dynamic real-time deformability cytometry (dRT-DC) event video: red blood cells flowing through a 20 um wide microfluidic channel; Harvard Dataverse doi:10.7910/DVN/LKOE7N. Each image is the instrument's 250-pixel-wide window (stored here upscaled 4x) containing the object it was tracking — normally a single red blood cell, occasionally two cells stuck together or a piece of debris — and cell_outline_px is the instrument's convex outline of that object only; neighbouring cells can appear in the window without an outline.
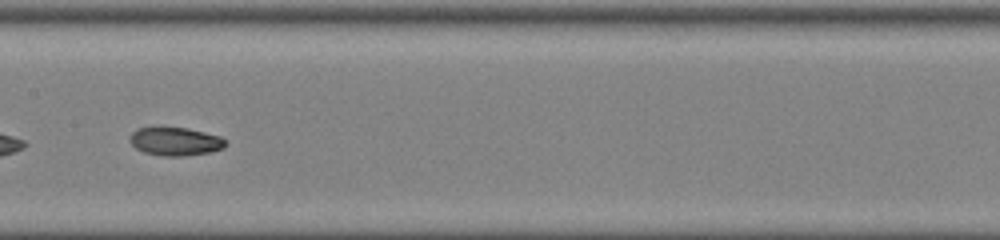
{"species": "common noctule bat (a hibernating species)", "species_latin": "Nyctalus noctula", "temperature_condition": "room temperature", "stored_images_in_passage": 31, "camera_frame_rate_fps": 3000, "um_per_image_px": 0.085, "animal": {"sex": "female", "body_mass_g": 22.0, "forearm_length_mm": 56.7}, "frame": {"image": 1, "passage_image": 10, "time_ms": 3.0, "image_size_px": [1000, 240], "cell_outline_px": [[228, 144], [224, 148], [208, 152], [184, 156], [160, 156], [144, 152], [136, 148], [128, 140], [128, 136], [136, 128], [152, 124], [188, 128], [220, 136]], "centroid_in_image_um": [14.82, 11.97], "position_along_channel_um": 192.6, "area_um2": 16.53}}
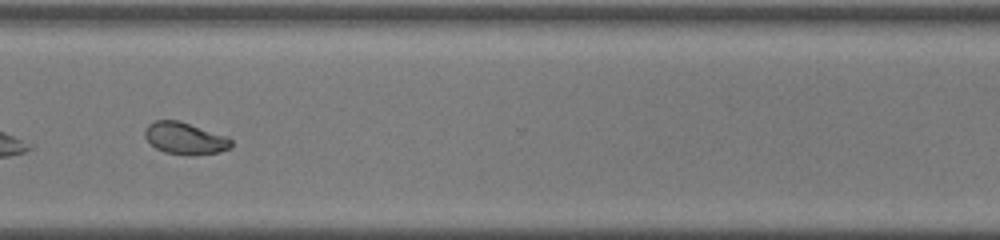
{"frame": {"image": 2, "passage_image": 22, "time_ms": 7.0, "image_size_px": [1000, 240], "cell_outline_px": [[232, 148], [220, 152], [188, 156], [164, 152], [156, 148], [144, 136], [144, 132], [148, 124], [156, 120], [176, 120], [228, 136], [232, 140]], "centroid_in_image_um": [15.75, 11.78], "position_along_channel_um": 354.8, "area_um2": 16.13}, "authors_computed_cell_mechanics": {"area_um2": 16.2996, "velocity_mm_per_s": 4.0539, "shape_relaxation_time_tau1_ms": 4.6279, "shape_relaxation_time_tau2_ms": 2.8429, "deformation_change_tau1": 0.1685, "deformation_change_tau2": 0.0523}}